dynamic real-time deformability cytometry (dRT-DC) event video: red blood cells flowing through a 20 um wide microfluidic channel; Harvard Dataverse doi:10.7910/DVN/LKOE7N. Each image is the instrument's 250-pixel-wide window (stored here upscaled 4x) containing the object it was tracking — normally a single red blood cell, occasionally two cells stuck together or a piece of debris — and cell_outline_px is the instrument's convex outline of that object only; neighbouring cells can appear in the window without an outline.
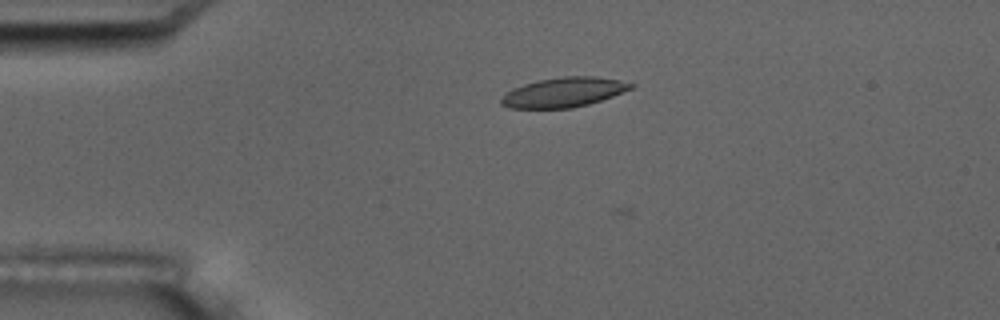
{"species": "common noctule bat (a hibernating species)", "species_latin": "Nyctalus noctula", "temperature_condition": "room temperature", "stored_images_in_passage": 5, "camera_frame_rate_fps": 3000, "um_per_image_px": 0.085, "animal": {"sex": "male", "body_mass_g": 17.5, "forearm_length_mm": 52.3}, "frame": {"image": 1, "passage_image": 4, "time_ms": 3.333, "image_size_px": [1000, 320], "cell_outline_px": [[636, 84], [632, 88], [612, 96], [588, 104], [572, 108], [508, 108], [500, 104], [500, 100], [512, 88], [524, 84], [540, 80], [564, 76], [592, 76], [620, 80]], "centroid_in_image_um": [47.91, 7.84], "position_along_channel_um": 37.1, "area_um2": 22.2}}